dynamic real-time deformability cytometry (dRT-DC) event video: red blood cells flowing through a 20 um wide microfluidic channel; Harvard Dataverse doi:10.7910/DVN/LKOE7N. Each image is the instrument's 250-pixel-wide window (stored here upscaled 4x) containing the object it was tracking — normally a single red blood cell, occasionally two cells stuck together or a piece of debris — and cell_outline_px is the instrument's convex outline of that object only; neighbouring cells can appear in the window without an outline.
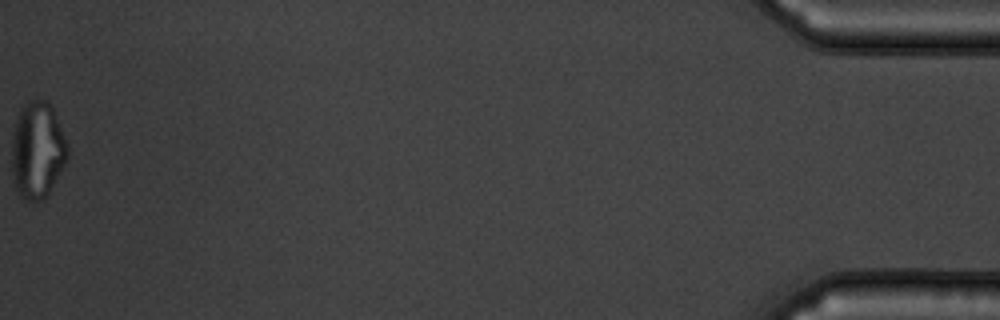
{"species": "common noctule bat (a hibernating species)", "species_latin": "Nyctalus noctula", "temperature_condition": "warm", "stored_images_in_passage": 55, "camera_frame_rate_fps": 3000, "um_per_image_px": 0.085, "animal": {"sex": "male", "body_mass_g": 19.5, "forearm_length_mm": 54.6}, "frame": {"image": 1, "passage_image": 55, "time_ms": 18.0, "image_size_px": [1000, 320], "cell_outline_px": [[68, 156], [48, 196], [32, 204], [24, 200], [16, 192], [12, 184], [12, 132], [20, 108], [28, 100], [44, 100], [52, 104], [68, 144]], "centroid_in_image_um": [3.16, 12.8], "position_along_channel_um": 432.0, "area_um2": 32.25}, "authors_computed_cell_mechanics": {"area_um2": 29.9404, "velocity_mm_per_s": 3.7055, "shape_relaxation_time_tau1_ms": null, "shape_relaxation_time_tau2_ms": 1.4809, "deformation_change_tau1": null, "deformation_change_tau2": 0.0887}}